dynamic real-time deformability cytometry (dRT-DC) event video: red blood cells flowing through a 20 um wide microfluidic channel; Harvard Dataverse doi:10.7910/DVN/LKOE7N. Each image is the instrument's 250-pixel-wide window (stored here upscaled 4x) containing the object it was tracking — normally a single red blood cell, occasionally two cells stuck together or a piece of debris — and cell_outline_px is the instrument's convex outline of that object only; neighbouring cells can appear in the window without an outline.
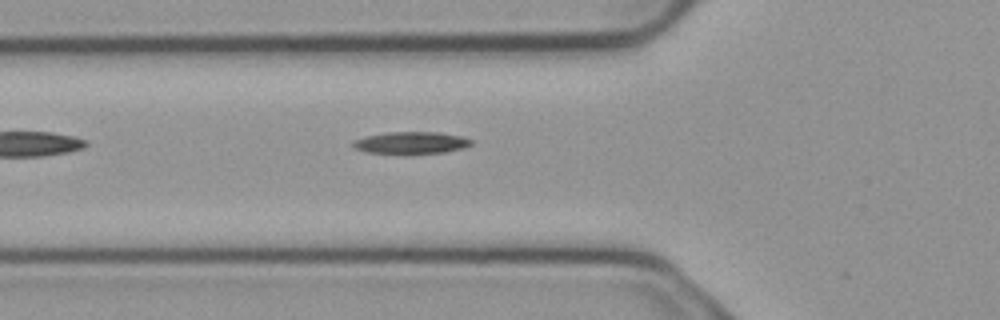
{"species": "common noctule bat (a hibernating species)", "species_latin": "Nyctalus noctula", "temperature_condition": "cold", "stored_images_in_passage": 5, "camera_frame_rate_fps": 3000, "um_per_image_px": 0.085, "animal": {"sex": "male", "body_mass_g": 23.1, "forearm_length_mm": 52.7}, "frame": {"image": 1, "passage_image": 5, "time_ms": 1.333, "image_size_px": [1000, 320], "cell_outline_px": [[472, 144], [464, 148], [444, 152], [364, 152], [352, 148], [352, 140], [368, 136], [388, 132], [436, 132], [464, 136], [472, 140]], "centroid_in_image_um": [34.95, 12.11], "position_along_channel_um": 90.9, "area_um2": 14.8}}